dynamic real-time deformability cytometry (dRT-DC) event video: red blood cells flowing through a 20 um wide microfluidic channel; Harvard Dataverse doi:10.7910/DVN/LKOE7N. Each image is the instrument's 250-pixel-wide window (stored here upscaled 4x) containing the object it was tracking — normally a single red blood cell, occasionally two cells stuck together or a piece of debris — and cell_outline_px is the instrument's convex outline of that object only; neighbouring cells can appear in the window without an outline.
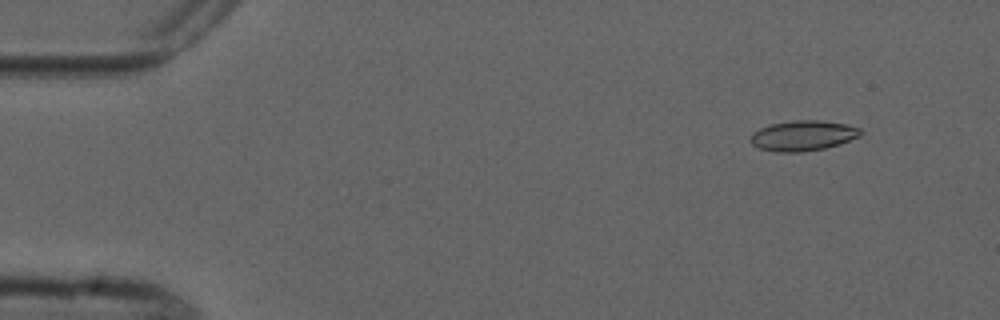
{"species": "common noctule bat (a hibernating species)", "species_latin": "Nyctalus noctula", "temperature_condition": "cold", "stored_images_in_passage": 3, "camera_frame_rate_fps": 3000, "um_per_image_px": 0.085, "animal": {"sex": "male", "forearm_length_mm": 52.5}, "frame": {"image": 1, "passage_image": 1, "time_ms": 0.0, "image_size_px": [1000, 320], "cell_outline_px": [[864, 132], [860, 136], [840, 144], [824, 148], [804, 152], [776, 152], [760, 148], [752, 144], [748, 140], [752, 132], [760, 128], [772, 124], [796, 120], [816, 120], [844, 124], [860, 128]], "centroid_in_image_um": [68.24, 11.54], "position_along_channel_um": 16.8, "area_um2": 19.42}}